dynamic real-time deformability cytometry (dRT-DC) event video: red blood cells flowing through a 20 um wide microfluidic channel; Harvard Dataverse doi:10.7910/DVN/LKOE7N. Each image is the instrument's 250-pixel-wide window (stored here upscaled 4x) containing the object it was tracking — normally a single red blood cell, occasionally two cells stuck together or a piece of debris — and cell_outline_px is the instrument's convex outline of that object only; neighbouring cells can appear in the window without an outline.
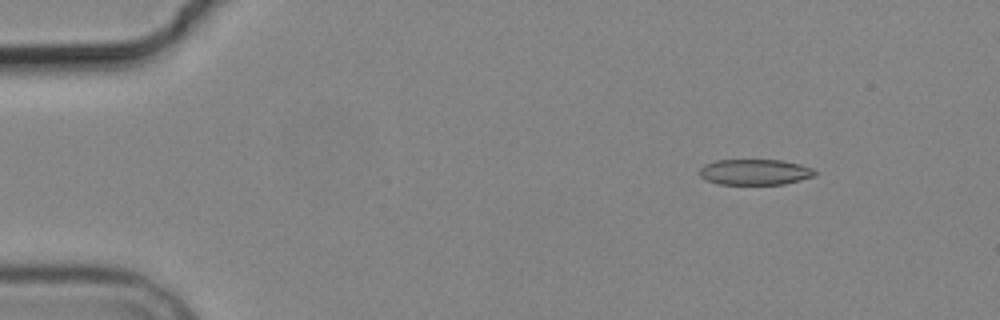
{"species": "common noctule bat (a hibernating species)", "species_latin": "Nyctalus noctula", "temperature_condition": "cold", "stored_images_in_passage": 3, "camera_frame_rate_fps": 3000, "um_per_image_px": 0.085, "animal": {"sex": "male", "body_mass_g": 19.2, "forearm_length_mm": 51.8}, "frame": {"image": 1, "passage_image": 1, "time_ms": 0.0, "image_size_px": [1000, 320], "cell_outline_px": [[816, 172], [812, 176], [784, 184], [716, 184], [704, 180], [700, 176], [700, 168], [704, 164], [716, 160], [784, 160], [800, 164], [812, 168]], "centroid_in_image_um": [64.11, 14.62], "position_along_channel_um": 20.9, "area_um2": 17.28}}